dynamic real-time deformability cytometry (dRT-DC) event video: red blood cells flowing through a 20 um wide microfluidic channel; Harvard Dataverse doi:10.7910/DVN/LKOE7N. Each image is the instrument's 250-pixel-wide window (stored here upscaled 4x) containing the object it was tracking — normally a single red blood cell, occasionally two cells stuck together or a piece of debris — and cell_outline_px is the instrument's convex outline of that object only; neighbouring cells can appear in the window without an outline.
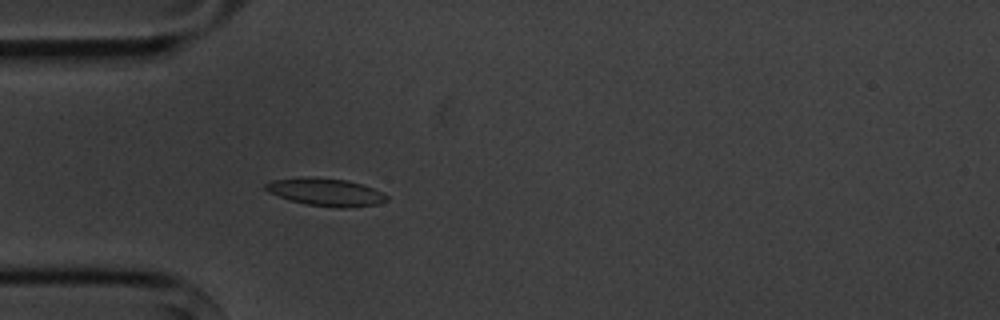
{"species": "common noctule bat (a hibernating species)", "species_latin": "Nyctalus noctula", "temperature_condition": "cold", "stored_images_in_passage": 4, "camera_frame_rate_fps": 3000, "um_per_image_px": 0.085, "animal": {"sex": "male", "body_mass_g": 20.1, "forearm_length_mm": 53.5}, "frame": {"image": 1, "passage_image": 4, "time_ms": 3.333, "image_size_px": [1000, 320], "cell_outline_px": [[388, 200], [376, 204], [344, 208], [336, 208], [304, 204], [268, 192], [264, 188], [264, 184], [272, 180], [308, 176], [348, 180], [372, 188], [388, 196]], "centroid_in_image_um": [27.66, 16.32], "position_along_channel_um": 57.3, "area_um2": 19.42}}